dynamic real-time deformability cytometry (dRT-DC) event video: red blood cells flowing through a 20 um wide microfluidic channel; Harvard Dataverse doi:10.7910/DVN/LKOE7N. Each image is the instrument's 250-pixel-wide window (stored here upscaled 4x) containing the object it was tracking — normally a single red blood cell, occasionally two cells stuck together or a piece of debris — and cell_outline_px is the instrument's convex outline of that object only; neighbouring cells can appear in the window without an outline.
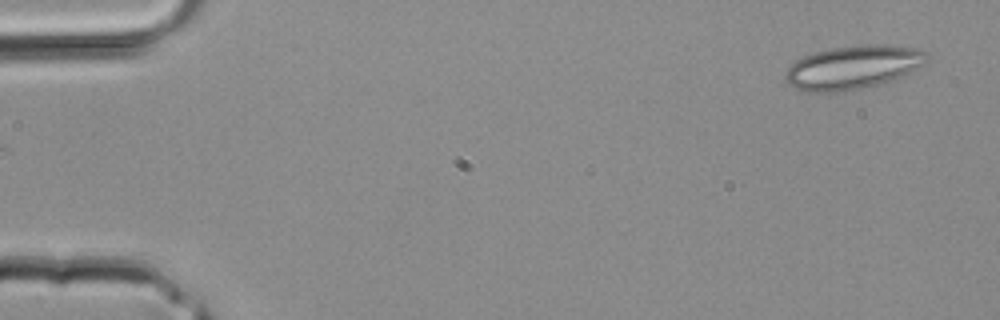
{"species": "common noctule bat (a hibernating species)", "species_latin": "Nyctalus noctula", "temperature_condition": "room temperature", "stored_images_in_passage": 2, "camera_frame_rate_fps": 3000, "um_per_image_px": 0.085, "animal": {"sex": "male", "body_mass_g": 20.4}, "frame": {"image": 1, "passage_image": 2, "time_ms": 0.333, "image_size_px": [1000, 320], "cell_outline_px": [[928, 60], [924, 64], [904, 76], [896, 80], [884, 84], [844, 92], [808, 92], [796, 88], [788, 84], [784, 80], [784, 76], [788, 68], [796, 60], [804, 56], [816, 52], [836, 48], [876, 44], [888, 44], [920, 48], [928, 52]], "centroid_in_image_um": [72.58, 5.74], "position_along_channel_um": 12.4, "area_um2": 36.36}}